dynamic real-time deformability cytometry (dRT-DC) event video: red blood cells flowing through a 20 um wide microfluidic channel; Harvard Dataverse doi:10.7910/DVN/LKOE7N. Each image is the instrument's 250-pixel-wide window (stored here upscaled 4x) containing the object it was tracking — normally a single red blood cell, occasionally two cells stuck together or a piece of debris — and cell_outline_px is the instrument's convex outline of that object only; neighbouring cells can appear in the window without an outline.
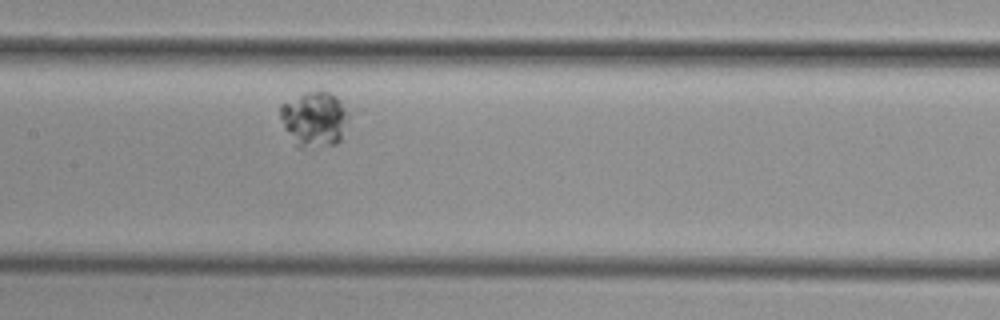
{"species": "common noctule bat (a hibernating species)", "species_latin": "Nyctalus noctula", "temperature_condition": "cold", "stored_images_in_passage": 8, "camera_frame_rate_fps": 3000, "um_per_image_px": 0.085, "animal": {"sex": "female", "body_mass_g": 29.2, "forearm_length_mm": 56.3}, "frame": {"image": 1, "passage_image": 8, "time_ms": 8.667, "image_size_px": [1000, 320], "cell_outline_px": [[364, 112], [340, 140], [336, 144], [300, 148], [296, 148], [284, 128], [280, 116], [280, 104], [304, 92], [332, 92], [364, 108]], "centroid_in_image_um": [27.06, 10.06], "position_along_channel_um": 180.3, "area_um2": 24.97}}